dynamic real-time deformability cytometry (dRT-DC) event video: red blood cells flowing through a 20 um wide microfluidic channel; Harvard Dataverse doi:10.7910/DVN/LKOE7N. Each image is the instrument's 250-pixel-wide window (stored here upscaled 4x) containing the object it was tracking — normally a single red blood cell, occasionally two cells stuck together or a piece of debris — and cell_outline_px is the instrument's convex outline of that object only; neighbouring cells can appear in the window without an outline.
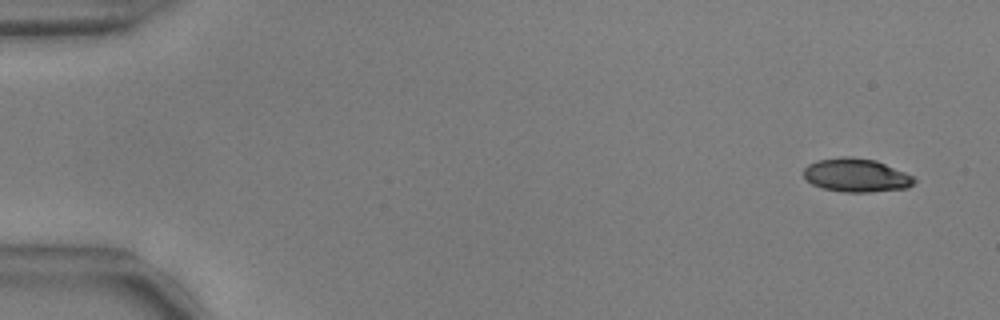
{"species": "common noctule bat (a hibernating species)", "species_latin": "Nyctalus noctula", "temperature_condition": "warm", "stored_images_in_passage": 52, "camera_frame_rate_fps": 3000, "um_per_image_px": 0.085, "animal": {"sex": "male", "body_mass_g": 17.9, "forearm_length_mm": 54.2}, "frame": {"image": 1, "passage_image": 1, "time_ms": 0.0, "image_size_px": [1000, 320], "cell_outline_px": [[916, 180], [908, 188], [872, 192], [844, 192], [824, 188], [812, 184], [804, 176], [804, 168], [808, 164], [816, 160], [840, 156], [852, 156], [876, 160], [916, 176]], "centroid_in_image_um": [72.81, 14.88], "position_along_channel_um": 12.2, "area_um2": 21.85}}
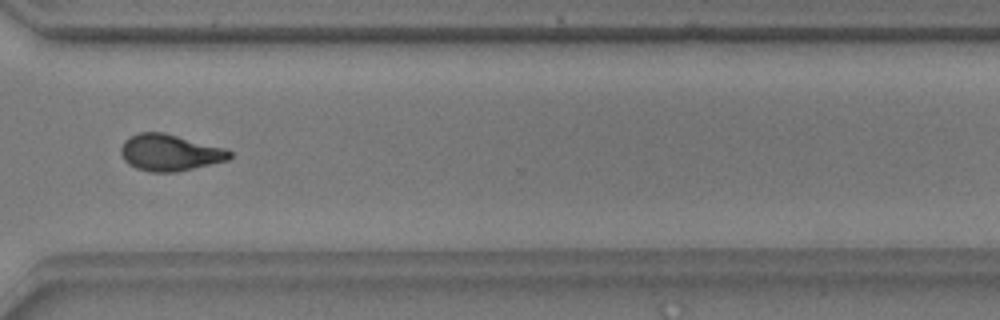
{"frame": {"image": 2, "passage_image": 39, "time_ms": 12.667, "image_size_px": [1000, 320], "cell_outline_px": [[232, 156], [228, 160], [176, 172], [148, 172], [136, 168], [128, 164], [124, 160], [120, 152], [120, 148], [124, 140], [140, 132], [164, 132], [224, 148], [232, 152]], "centroid_in_image_um": [14.41, 12.97], "position_along_channel_um": 356.2, "area_um2": 23.12}}
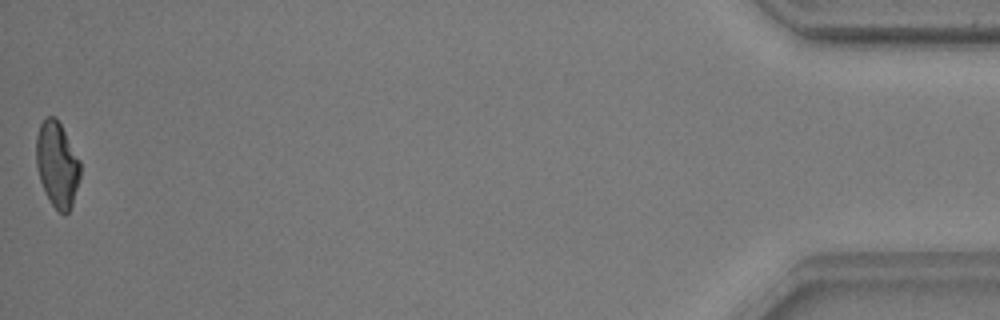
{"frame": {"image": 3, "passage_image": 52, "time_ms": 17.0, "image_size_px": [1000, 320], "cell_outline_px": [[80, 176], [72, 204], [68, 212], [64, 216], [52, 204], [40, 180], [36, 164], [36, 136], [40, 124], [48, 116], [56, 116], [80, 160]], "centroid_in_image_um": [4.85, 13.95], "position_along_channel_um": 430.3, "area_um2": 21.68}, "authors_computed_cell_mechanics": {"area_um2": 22.4842, "velocity_mm_per_s": 3.754, "shape_relaxation_time_tau1_ms": 6.4528, "shape_relaxation_time_tau2_ms": 2.3036, "deformation_change_tau1": 0.193, "deformation_change_tau2": 0.0969}}